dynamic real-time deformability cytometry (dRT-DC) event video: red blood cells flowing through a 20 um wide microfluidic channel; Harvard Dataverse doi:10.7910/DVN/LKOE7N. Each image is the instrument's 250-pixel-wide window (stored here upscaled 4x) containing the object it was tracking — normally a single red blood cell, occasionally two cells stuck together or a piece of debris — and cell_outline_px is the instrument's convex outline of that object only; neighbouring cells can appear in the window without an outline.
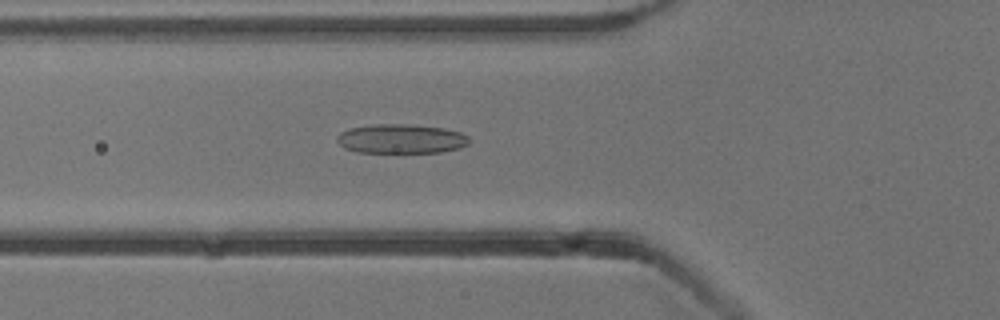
{"species": "common noctule bat (a hibernating species)", "species_latin": "Nyctalus noctula", "temperature_condition": "cold", "stored_images_in_passage": 50, "camera_frame_rate_fps": 3000, "um_per_image_px": 0.085, "animal": {"sex": "male", "body_mass_g": 13.3}, "frame": {"image": 1, "passage_image": 16, "time_ms": 5.0, "image_size_px": [1000, 320], "cell_outline_px": [[468, 144], [460, 148], [440, 152], [356, 152], [344, 148], [336, 140], [336, 136], [340, 132], [348, 128], [376, 124], [412, 124], [444, 128], [460, 132], [468, 136]], "centroid_in_image_um": [34.07, 11.79], "position_along_channel_um": 91.7, "area_um2": 22.66}}
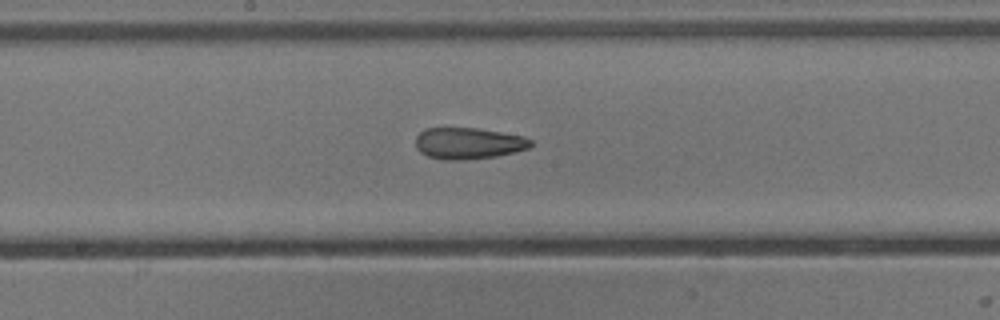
{"frame": {"image": 2, "passage_image": 25, "time_ms": 8.0, "image_size_px": [1000, 320], "cell_outline_px": [[532, 144], [528, 148], [496, 156], [460, 160], [448, 160], [428, 156], [420, 152], [416, 148], [416, 136], [424, 128], [476, 128], [524, 136], [532, 140]], "centroid_in_image_um": [39.79, 12.17], "position_along_channel_um": 208.4, "area_um2": 20.92}}
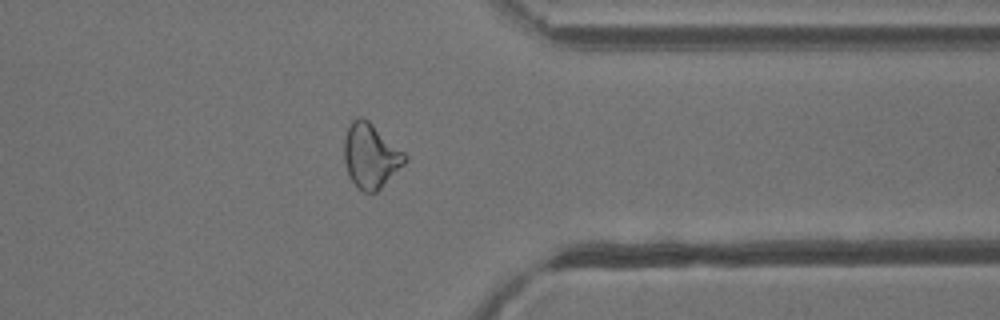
{"frame": {"image": 3, "passage_image": 39, "time_ms": 12.667, "image_size_px": [1000, 320], "cell_outline_px": [[408, 160], [376, 192], [364, 192], [352, 180], [348, 172], [344, 160], [344, 140], [348, 128], [352, 120], [356, 116], [360, 116], [368, 120], [404, 152], [408, 156]], "centroid_in_image_um": [31.51, 13.22], "position_along_channel_um": 379.9, "area_um2": 22.48}, "authors_computed_cell_mechanics": {"area_um2": 22.9177, "velocity_mm_per_s": 3.8536, "shape_relaxation_time_tau1_ms": null, "shape_relaxation_time_tau2_ms": 3.4803, "deformation_change_tau1": null, "deformation_change_tau2": 0.1169}}